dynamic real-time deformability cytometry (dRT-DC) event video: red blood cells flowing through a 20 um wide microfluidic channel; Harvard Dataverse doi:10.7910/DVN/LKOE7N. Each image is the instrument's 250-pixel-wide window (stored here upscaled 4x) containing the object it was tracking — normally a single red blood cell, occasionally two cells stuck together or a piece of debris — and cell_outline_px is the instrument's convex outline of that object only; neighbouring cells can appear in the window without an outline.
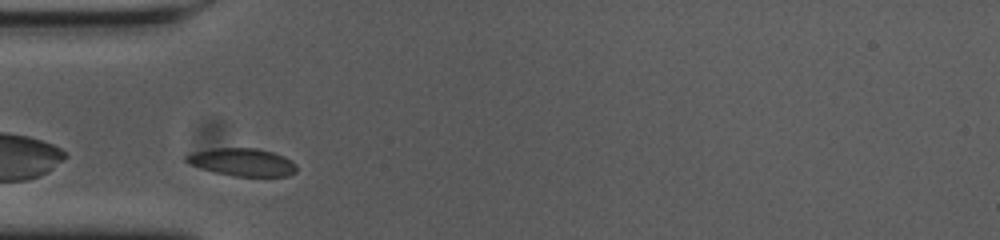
{"species": "common noctule bat (a hibernating species)", "species_latin": "Nyctalus noctula", "temperature_condition": "cold", "stored_images_in_passage": 29, "camera_frame_rate_fps": 3000, "um_per_image_px": 0.085, "animal": {"sex": "female", "body_mass_g": 23.0, "forearm_length_mm": 53.4}, "frame": {"image": 1, "passage_image": 2, "time_ms": 0.333, "image_size_px": [1000, 240], "cell_outline_px": [[296, 172], [288, 176], [232, 176], [200, 168], [188, 164], [184, 160], [184, 156], [196, 152], [212, 148], [256, 148], [272, 152], [284, 156], [292, 160], [296, 164]], "centroid_in_image_um": [20.6, 13.78], "position_along_channel_um": 64.4, "area_um2": 17.86}}
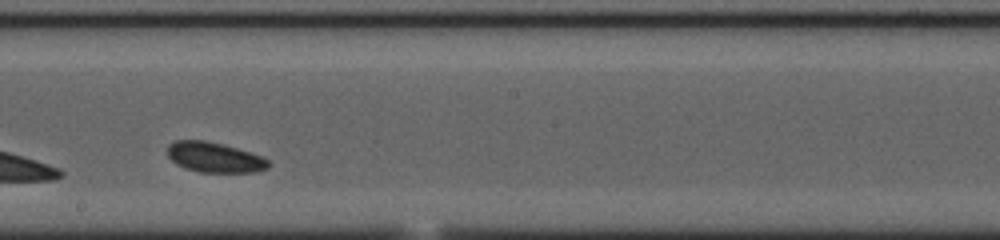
{"frame": {"image": 2, "passage_image": 16, "time_ms": 5.0, "image_size_px": [1000, 240], "cell_outline_px": [[272, 164], [268, 168], [256, 172], [200, 172], [184, 168], [176, 164], [168, 156], [168, 144], [176, 140], [204, 140], [236, 148], [260, 156], [268, 160]], "centroid_in_image_um": [18.22, 13.38], "position_along_channel_um": 230.0, "area_um2": 17.63}}
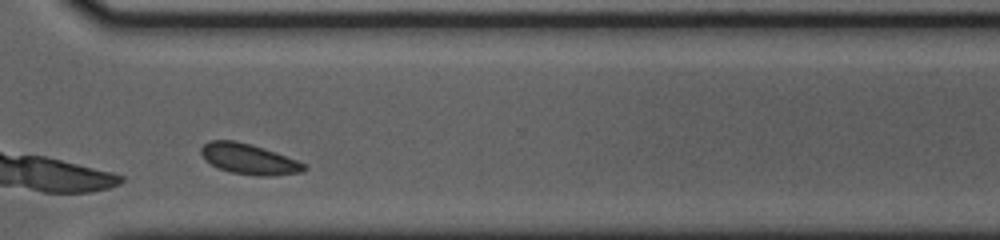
{"frame": {"image": 3, "passage_image": 26, "time_ms": 8.333, "image_size_px": [1000, 240], "cell_outline_px": [[308, 168], [300, 172], [272, 176], [256, 176], [232, 172], [220, 168], [204, 160], [200, 152], [200, 148], [204, 144], [212, 140], [236, 140], [252, 144], [296, 160], [304, 164]], "centroid_in_image_um": [21.12, 13.51], "position_along_channel_um": 349.5, "area_um2": 18.15}, "authors_computed_cell_mechanics": {"area_um2": 17.8602, "velocity_mm_per_s": 3.5757, "shape_relaxation_time_tau1_ms": 5.3547, "shape_relaxation_time_tau2_ms": 9.2921, "deformation_change_tau1": 0.0751, "deformation_change_tau2": 0.1283}}